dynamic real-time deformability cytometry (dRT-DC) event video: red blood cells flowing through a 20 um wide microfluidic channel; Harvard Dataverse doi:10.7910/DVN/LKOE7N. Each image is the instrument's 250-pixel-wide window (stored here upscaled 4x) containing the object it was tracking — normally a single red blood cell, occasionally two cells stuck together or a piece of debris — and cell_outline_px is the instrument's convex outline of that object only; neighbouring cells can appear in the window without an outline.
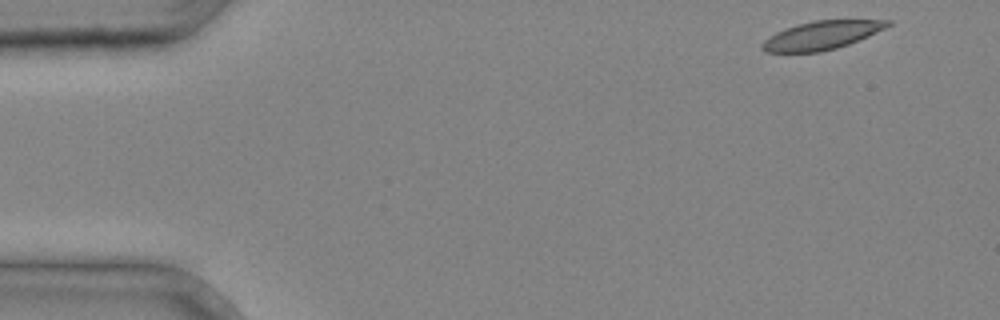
{"species": "common noctule bat (a hibernating species)", "species_latin": "Nyctalus noctula", "temperature_condition": "cold", "stored_images_in_passage": 4, "camera_frame_rate_fps": 3000, "um_per_image_px": 0.085, "animal": {"sex": "male", "body_mass_g": 20.4}, "frame": {"image": 1, "passage_image": 1, "time_ms": 0.0, "image_size_px": [1000, 320], "cell_outline_px": [[892, 24], [868, 36], [848, 44], [836, 48], [820, 52], [764, 52], [760, 48], [760, 44], [768, 36], [776, 32], [812, 20], [892, 20]], "centroid_in_image_um": [69.8, 3.01], "position_along_channel_um": 15.2, "area_um2": 20.63}}
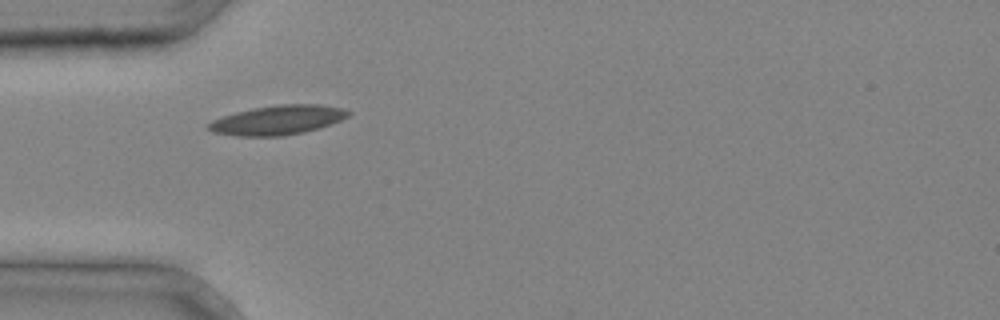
{"frame": {"image": 2, "passage_image": 3, "time_ms": 0.667, "image_size_px": [1000, 320], "cell_outline_px": [[352, 112], [348, 116], [332, 124], [320, 128], [304, 132], [280, 136], [236, 136], [212, 132], [204, 124], [212, 120], [236, 112], [252, 108], [280, 104], [320, 104], [344, 108]], "centroid_in_image_um": [23.61, 10.2], "position_along_channel_um": 61.4, "area_um2": 24.1}}